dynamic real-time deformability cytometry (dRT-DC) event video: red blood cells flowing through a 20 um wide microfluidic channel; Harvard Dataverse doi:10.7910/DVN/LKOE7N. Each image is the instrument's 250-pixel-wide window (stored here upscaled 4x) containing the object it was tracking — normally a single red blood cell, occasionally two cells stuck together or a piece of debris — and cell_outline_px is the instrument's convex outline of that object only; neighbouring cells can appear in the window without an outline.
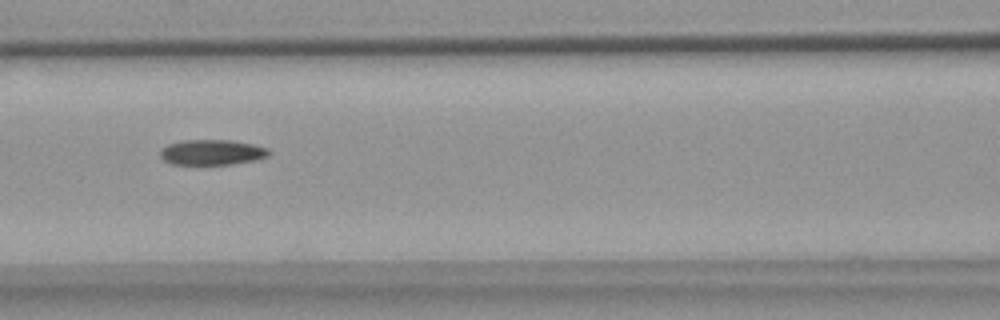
{"species": "common noctule bat (a hibernating species)", "species_latin": "Nyctalus noctula", "temperature_condition": "warm", "stored_images_in_passage": 55, "camera_frame_rate_fps": 3000, "um_per_image_px": 0.085, "animal": {"sex": "female", "body_mass_g": 18.4}, "frame": {"image": 1, "passage_image": 24, "time_ms": 7.667, "image_size_px": [1000, 320], "cell_outline_px": [[272, 152], [268, 156], [260, 160], [232, 164], [168, 164], [160, 156], [160, 148], [168, 144], [184, 140], [232, 140], [252, 144], [268, 148]], "centroid_in_image_um": [18.04, 12.95], "position_along_channel_um": 148.6, "area_um2": 16.3}}
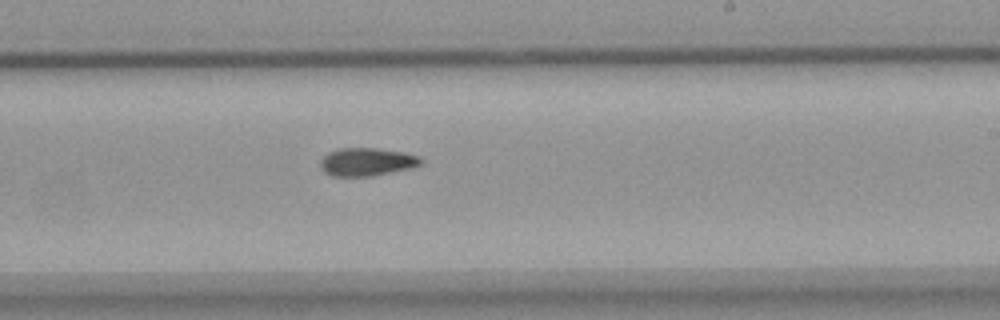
{"frame": {"image": 2, "passage_image": 33, "time_ms": 10.667, "image_size_px": [1000, 320], "cell_outline_px": [[424, 160], [420, 164], [412, 168], [372, 176], [332, 176], [324, 172], [320, 168], [320, 160], [328, 152], [340, 148], [376, 148], [404, 152], [420, 156]], "centroid_in_image_um": [31.18, 13.76], "position_along_channel_um": 257.8, "area_um2": 16.59}}
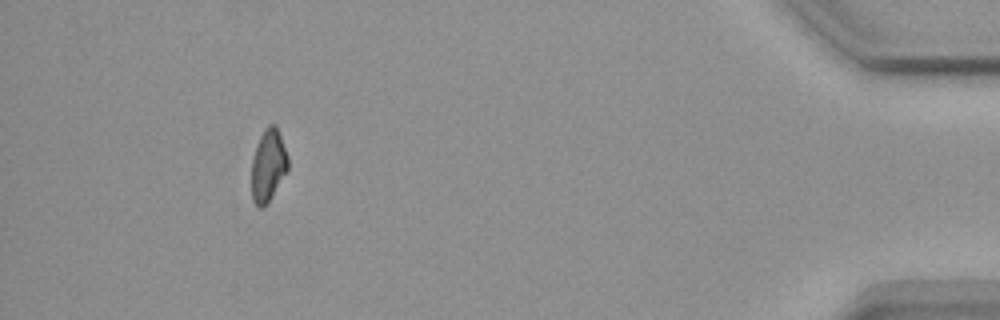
{"frame": {"image": 3, "passage_image": 51, "time_ms": 16.667, "image_size_px": [1000, 320], "cell_outline_px": [[288, 168], [268, 200], [260, 208], [252, 200], [252, 160], [256, 144], [264, 128], [268, 124], [276, 124], [288, 156]], "centroid_in_image_um": [22.78, 13.98], "position_along_channel_um": 412.4, "area_um2": 14.97}}